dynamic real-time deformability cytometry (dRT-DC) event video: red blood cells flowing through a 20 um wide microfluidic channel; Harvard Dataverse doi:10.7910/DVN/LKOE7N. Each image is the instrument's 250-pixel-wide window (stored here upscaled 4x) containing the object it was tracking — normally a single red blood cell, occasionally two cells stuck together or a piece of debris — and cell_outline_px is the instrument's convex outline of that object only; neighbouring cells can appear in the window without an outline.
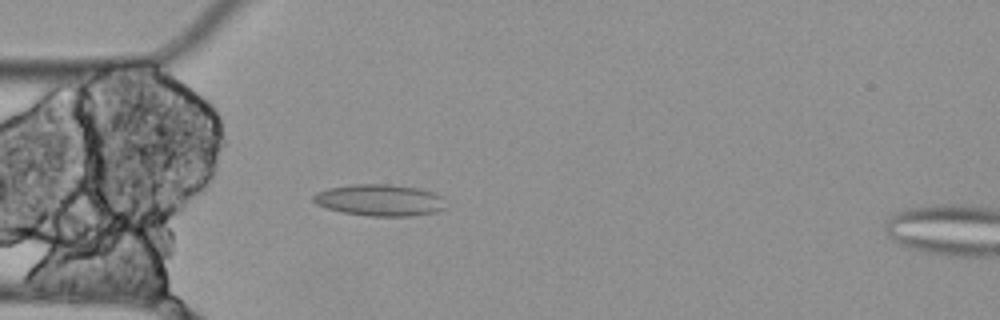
{"species": "Egyptian fruit bat (a non-hibernating species)", "species_latin": "Rousettus aegyptiacus", "temperature_condition": "cold", "stored_images_in_passage": 6, "camera_frame_rate_fps": 3000, "um_per_image_px": 0.085, "animal": {"sex": "female"}, "frame": {"image": 1, "passage_image": 5, "time_ms": 1.333, "image_size_px": [1000, 320], "cell_outline_px": [[444, 208], [436, 212], [412, 216], [368, 216], [344, 212], [328, 208], [316, 204], [312, 200], [312, 196], [316, 192], [328, 188], [352, 184], [388, 184], [416, 188], [436, 192], [444, 196]], "centroid_in_image_um": [32.29, 17.01], "position_along_channel_um": 52.7, "area_um2": 24.51}}